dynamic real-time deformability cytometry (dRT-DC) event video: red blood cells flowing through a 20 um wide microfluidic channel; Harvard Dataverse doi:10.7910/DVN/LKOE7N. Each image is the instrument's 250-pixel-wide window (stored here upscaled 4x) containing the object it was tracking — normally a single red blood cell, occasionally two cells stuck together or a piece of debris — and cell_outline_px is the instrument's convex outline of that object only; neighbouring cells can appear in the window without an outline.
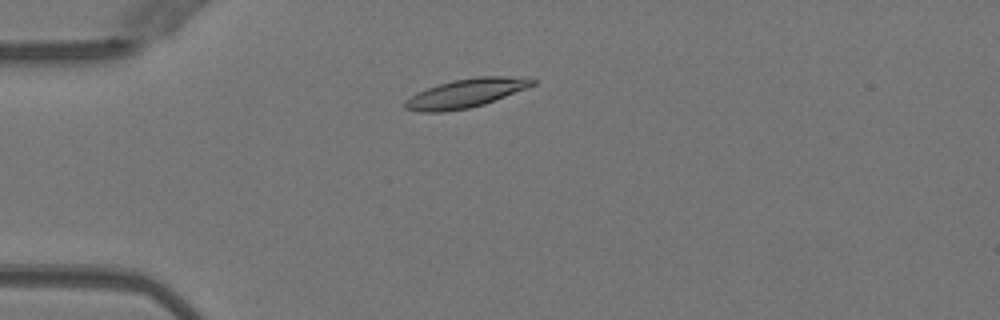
{"species": "Egyptian fruit bat (a non-hibernating species)", "species_latin": "Rousettus aegyptiacus", "temperature_condition": "warm", "stored_images_in_passage": 47, "camera_frame_rate_fps": 3000, "um_per_image_px": 0.085, "animal": {"sex": "female"}, "frame": {"image": 1, "passage_image": 9, "time_ms": 2.667, "image_size_px": [1000, 320], "cell_outline_px": [[536, 84], [484, 104], [468, 108], [444, 112], [420, 112], [404, 108], [404, 100], [416, 92], [452, 80], [476, 76], [508, 76], [536, 80]], "centroid_in_image_um": [39.54, 7.93], "position_along_channel_um": 45.5, "area_um2": 21.21}}
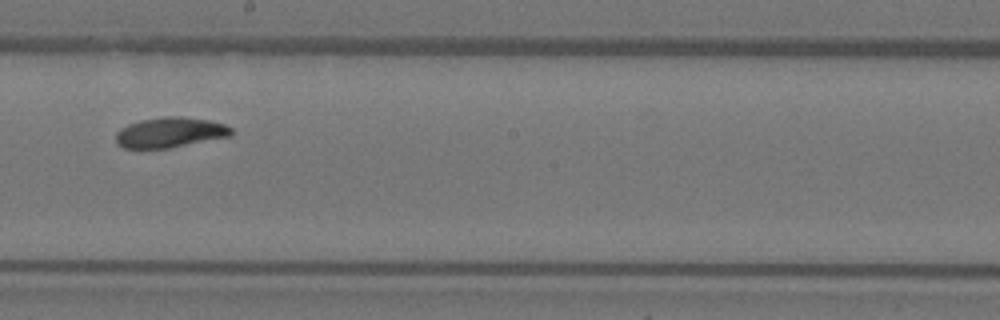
{"frame": {"image": 2, "passage_image": 25, "time_ms": 8.0, "image_size_px": [1000, 320], "cell_outline_px": [[232, 136], [168, 148], [124, 148], [116, 144], [116, 132], [120, 128], [128, 124], [140, 120], [164, 116], [180, 116], [208, 120], [224, 124], [232, 128]], "centroid_in_image_um": [14.44, 11.25], "position_along_channel_um": 233.8, "area_um2": 20.4}}
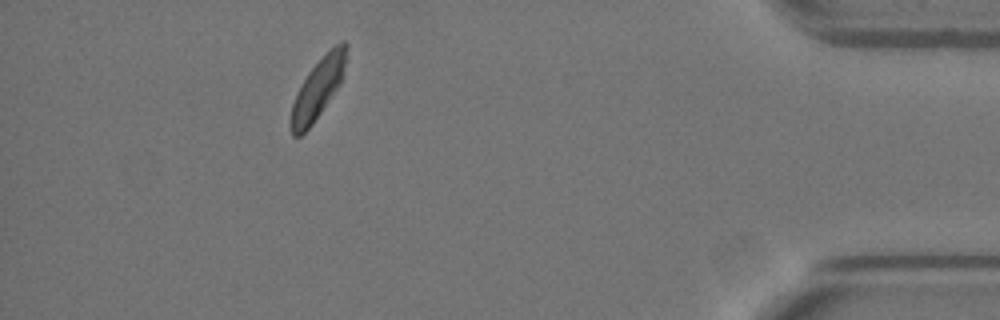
{"frame": {"image": 3, "passage_image": 42, "time_ms": 13.667, "image_size_px": [1000, 320], "cell_outline_px": [[348, 44], [340, 84], [312, 124], [300, 136], [292, 136], [292, 104], [296, 92], [300, 84], [308, 72], [336, 44], [344, 40]], "centroid_in_image_um": [27.01, 7.52], "position_along_channel_um": 408.2, "area_um2": 18.61}, "authors_computed_cell_mechanics": {"area_um2": 20.23, "velocity_mm_per_s": 3.9591, "shape_relaxation_time_tau1_ms": 2.7764, "shape_relaxation_time_tau2_ms": 2.5542, "deformation_change_tau1": 0.119, "deformation_change_tau2": 0.073}}